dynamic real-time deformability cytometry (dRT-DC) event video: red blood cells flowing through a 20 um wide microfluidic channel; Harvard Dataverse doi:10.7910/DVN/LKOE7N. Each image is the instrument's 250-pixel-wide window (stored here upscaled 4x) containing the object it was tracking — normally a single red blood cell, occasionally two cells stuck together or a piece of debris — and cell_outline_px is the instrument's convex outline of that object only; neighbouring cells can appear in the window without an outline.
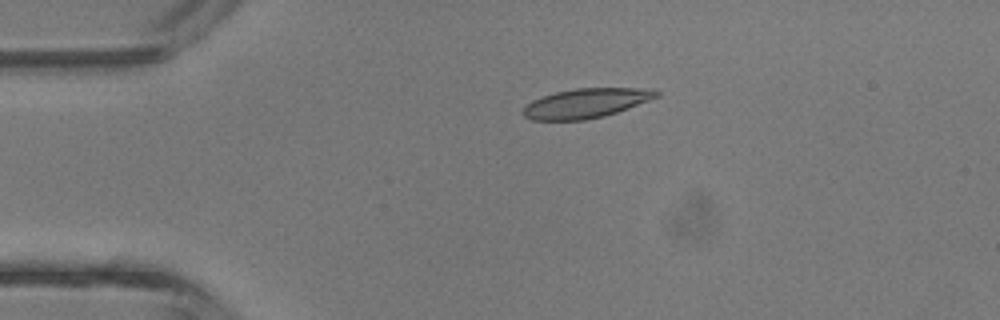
{"species": "common noctule bat (a hibernating species)", "species_latin": "Nyctalus noctula", "temperature_condition": "room temperature", "stored_images_in_passage": 36, "camera_frame_rate_fps": 3000, "um_per_image_px": 0.085, "animal": {"sex": "male", "body_mass_g": 13.3}, "frame": {"image": 1, "passage_image": 3, "time_ms": 0.667, "image_size_px": [1000, 320], "cell_outline_px": [[660, 96], [616, 112], [604, 116], [584, 120], [532, 120], [524, 116], [520, 112], [532, 100], [556, 92], [576, 88], [656, 88], [660, 92]], "centroid_in_image_um": [49.83, 8.76], "position_along_channel_um": 35.2, "area_um2": 22.89}}
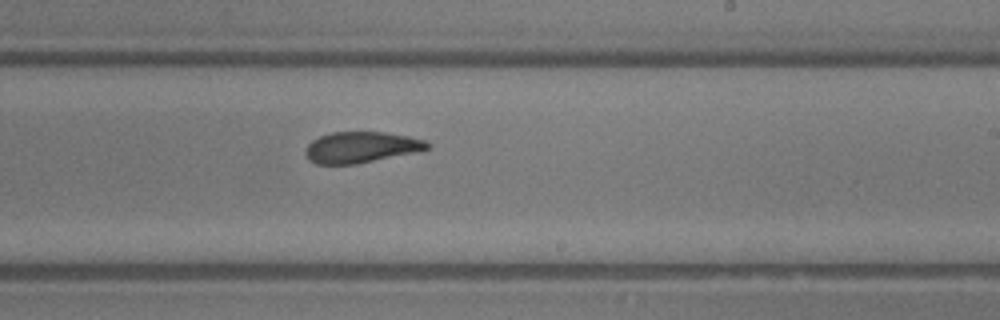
{"frame": {"image": 2, "passage_image": 19, "time_ms": 6.0, "image_size_px": [1000, 320], "cell_outline_px": [[432, 148], [356, 164], [316, 164], [308, 160], [304, 152], [308, 144], [312, 140], [320, 136], [332, 132], [384, 132], [408, 136], [424, 140], [432, 144]], "centroid_in_image_um": [30.67, 12.51], "position_along_channel_um": 258.3, "area_um2": 21.96}}
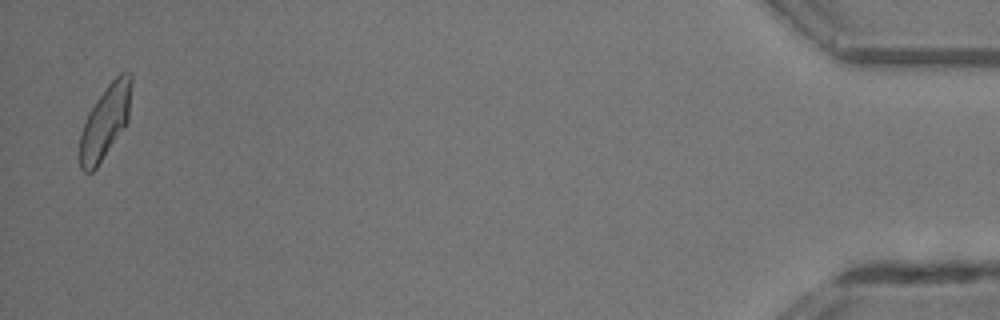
{"frame": {"image": 3, "passage_image": 35, "time_ms": 11.333, "image_size_px": [1000, 320], "cell_outline_px": [[132, 84], [128, 120], [124, 128], [96, 168], [92, 172], [84, 172], [80, 168], [80, 132], [88, 112], [96, 100], [108, 84], [120, 72], [132, 72]], "centroid_in_image_um": [8.95, 10.32], "position_along_channel_um": 426.2, "area_um2": 22.08}, "authors_computed_cell_mechanics": {"area_um2": 22.8888, "velocity_mm_per_s": 4.9201, "shape_relaxation_time_tau1_ms": 3.2538, "shape_relaxation_time_tau2_ms": 1.4742, "deformation_change_tau1": 0.1288, "deformation_change_tau2": 0.074}}